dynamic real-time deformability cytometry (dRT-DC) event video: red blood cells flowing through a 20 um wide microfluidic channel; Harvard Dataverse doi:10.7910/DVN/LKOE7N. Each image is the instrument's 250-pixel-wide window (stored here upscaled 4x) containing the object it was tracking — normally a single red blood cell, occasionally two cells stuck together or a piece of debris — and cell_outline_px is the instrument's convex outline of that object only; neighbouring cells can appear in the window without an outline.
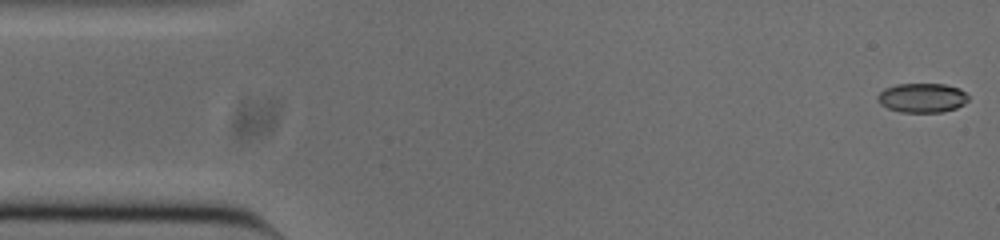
{"species": "common noctule bat (a hibernating species)", "species_latin": "Nyctalus noctula", "temperature_condition": "cold", "stored_images_in_passage": 52, "camera_frame_rate_fps": 3000, "um_per_image_px": 0.085, "animal": {"sex": "male", "body_mass_g": 20.0, "forearm_length_mm": 53.3}, "frame": {"image": 1, "passage_image": 1, "time_ms": 0.0, "image_size_px": [1000, 240], "cell_outline_px": [[968, 100], [964, 104], [956, 108], [944, 112], [900, 112], [888, 108], [880, 104], [876, 100], [876, 96], [884, 88], [896, 84], [944, 84], [960, 88], [968, 96]], "centroid_in_image_um": [78.36, 8.31], "position_along_channel_um": 6.6, "area_um2": 15.66}}
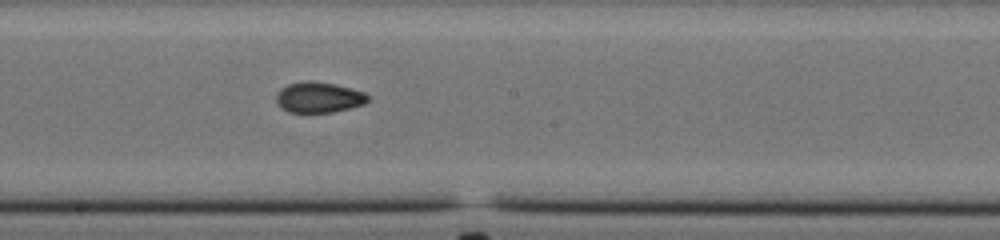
{"frame": {"image": 2, "passage_image": 27, "time_ms": 8.667, "image_size_px": [1000, 240], "cell_outline_px": [[368, 100], [364, 104], [332, 112], [288, 112], [276, 100], [276, 92], [280, 88], [288, 84], [304, 80], [312, 80], [336, 84], [352, 88], [364, 92], [368, 96]], "centroid_in_image_um": [27.09, 8.25], "position_along_channel_um": 221.1, "area_um2": 16.36}}
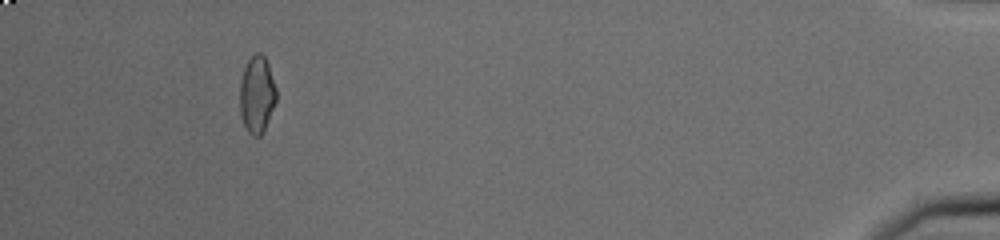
{"frame": {"image": 3, "passage_image": 48, "time_ms": 15.667, "image_size_px": [1000, 240], "cell_outline_px": [[276, 100], [264, 132], [260, 136], [252, 136], [248, 132], [244, 124], [240, 112], [240, 80], [244, 68], [248, 60], [256, 52], [260, 52], [264, 56], [268, 64], [276, 88]], "centroid_in_image_um": [21.83, 8.04], "position_along_channel_um": 413.4, "area_um2": 16.36}, "authors_computed_cell_mechanics": {"area_um2": 16.3285, "velocity_mm_per_s": 3.8519, "shape_relaxation_time_tau1_ms": null, "shape_relaxation_time_tau2_ms": 3.2469, "deformation_change_tau1": null, "deformation_change_tau2": 0.0686}}